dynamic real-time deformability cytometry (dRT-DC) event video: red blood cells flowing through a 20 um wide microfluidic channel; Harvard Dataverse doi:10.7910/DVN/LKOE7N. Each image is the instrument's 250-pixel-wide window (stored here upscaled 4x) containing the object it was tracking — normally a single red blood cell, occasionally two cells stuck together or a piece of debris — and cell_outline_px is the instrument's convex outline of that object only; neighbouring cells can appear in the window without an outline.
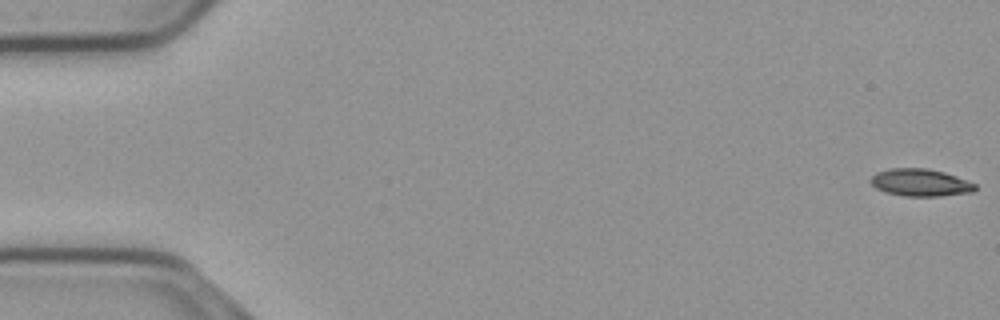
{"species": "common noctule bat (a hibernating species)", "species_latin": "Nyctalus noctula", "temperature_condition": "cold", "stored_images_in_passage": 13, "camera_frame_rate_fps": 3000, "um_per_image_px": 0.085, "animal": {"sex": "male", "body_mass_g": 23.1, "forearm_length_mm": 52.7}, "frame": {"image": 1, "passage_image": 1, "time_ms": 0.0, "image_size_px": [1000, 320], "cell_outline_px": [[976, 188], [972, 192], [940, 196], [904, 196], [884, 192], [876, 188], [868, 180], [876, 172], [888, 168], [928, 168], [944, 172], [956, 176], [976, 184]], "centroid_in_image_um": [78.19, 15.51], "position_along_channel_um": 6.8, "area_um2": 16.76}}